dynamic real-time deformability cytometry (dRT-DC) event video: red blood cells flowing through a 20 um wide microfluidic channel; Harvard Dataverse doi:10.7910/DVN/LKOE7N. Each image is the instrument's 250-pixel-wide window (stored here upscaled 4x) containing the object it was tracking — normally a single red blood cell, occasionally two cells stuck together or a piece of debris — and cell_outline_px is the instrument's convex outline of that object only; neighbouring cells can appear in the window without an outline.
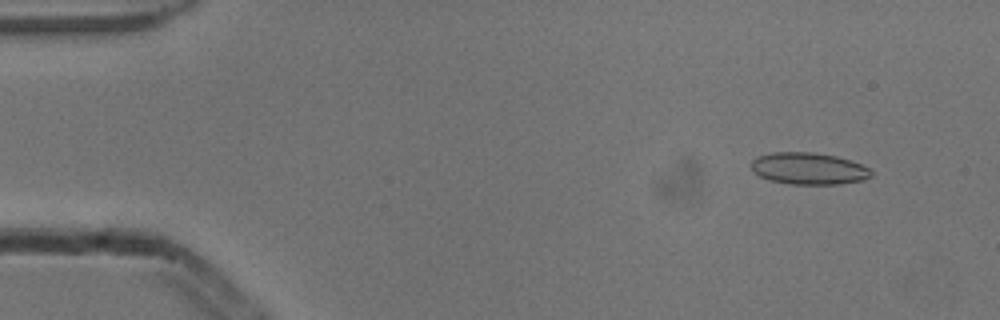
{"species": "common noctule bat (a hibernating species)", "species_latin": "Nyctalus noctula", "temperature_condition": "cold", "stored_images_in_passage": 53, "camera_frame_rate_fps": 3000, "um_per_image_px": 0.085, "animal": {"sex": "male", "body_mass_g": 13.3}, "frame": {"image": 1, "passage_image": 5, "time_ms": 1.333, "image_size_px": [1000, 320], "cell_outline_px": [[872, 176], [864, 180], [840, 184], [788, 184], [768, 180], [752, 172], [752, 160], [756, 156], [772, 152], [812, 152], [836, 156], [860, 164], [868, 168], [872, 172]], "centroid_in_image_um": [68.7, 14.33], "position_along_channel_um": 16.3, "area_um2": 22.37}}
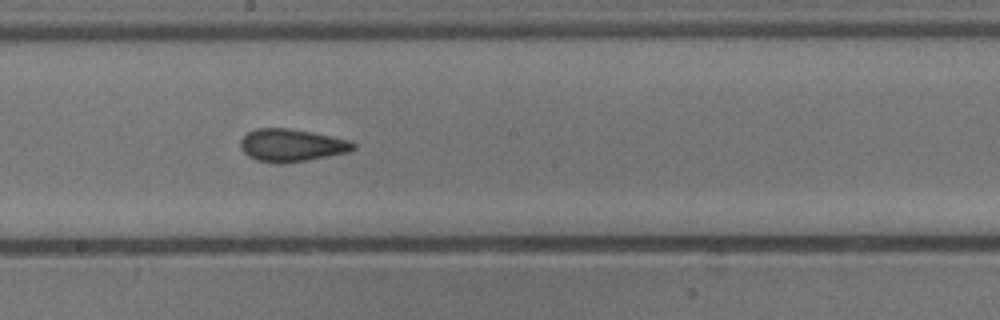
{"frame": {"image": 2, "passage_image": 29, "time_ms": 9.333, "image_size_px": [1000, 320], "cell_outline_px": [[356, 148], [348, 152], [308, 160], [280, 164], [276, 164], [256, 160], [248, 156], [240, 148], [240, 140], [248, 132], [256, 128], [288, 128], [312, 132], [352, 140], [356, 144]], "centroid_in_image_um": [24.79, 12.35], "position_along_channel_um": 223.4, "area_um2": 21.68}}
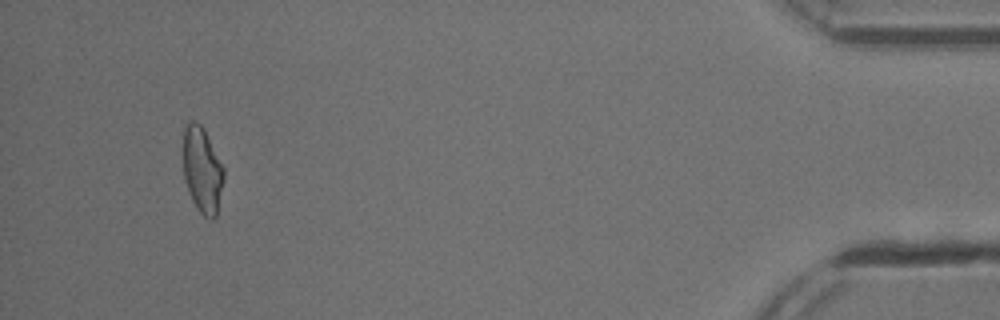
{"frame": {"image": 3, "passage_image": 50, "time_ms": 16.333, "image_size_px": [1000, 320], "cell_outline_px": [[224, 180], [216, 216], [212, 220], [204, 216], [196, 208], [192, 200], [184, 180], [184, 124], [188, 120], [196, 120], [204, 128], [224, 168]], "centroid_in_image_um": [17.19, 14.43], "position_along_channel_um": 418.0, "area_um2": 20.46}, "authors_computed_cell_mechanics": {"area_um2": 20.8658, "velocity_mm_per_s": 3.8776, "shape_relaxation_time_tau1_ms": null, "shape_relaxation_time_tau2_ms": 1.9997, "deformation_change_tau1": null, "deformation_change_tau2": 0.0872}}